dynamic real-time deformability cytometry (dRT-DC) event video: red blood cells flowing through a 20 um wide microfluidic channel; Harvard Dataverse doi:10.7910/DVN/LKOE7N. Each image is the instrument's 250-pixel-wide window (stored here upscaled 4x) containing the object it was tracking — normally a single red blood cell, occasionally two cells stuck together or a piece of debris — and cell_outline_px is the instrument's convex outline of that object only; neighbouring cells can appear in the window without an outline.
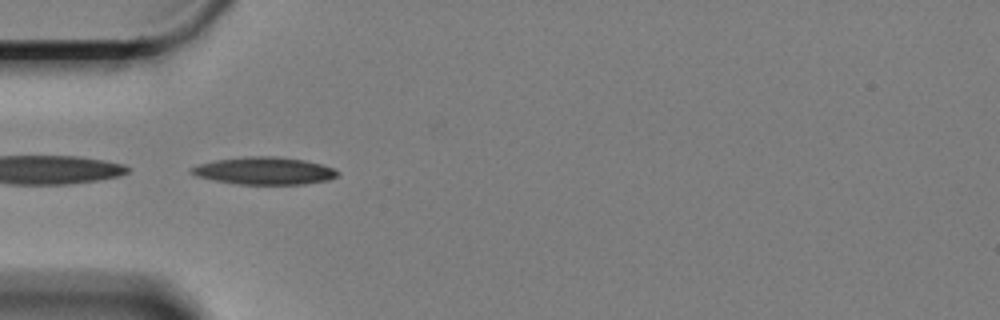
{"species": "Egyptian fruit bat (a non-hibernating species)", "species_latin": "Rousettus aegyptiacus", "temperature_condition": "cold", "stored_images_in_passage": 38, "camera_frame_rate_fps": 3000, "um_per_image_px": 0.085, "animal": {"sex": "female"}, "frame": {"image": 1, "passage_image": 1, "time_ms": 0.0, "image_size_px": [1000, 320], "cell_outline_px": [[340, 172], [336, 176], [328, 180], [304, 184], [236, 184], [196, 176], [188, 172], [188, 168], [200, 164], [216, 160], [248, 156], [276, 156], [304, 160], [336, 168]], "centroid_in_image_um": [22.47, 14.52], "position_along_channel_um": 62.5, "area_um2": 23.35}}
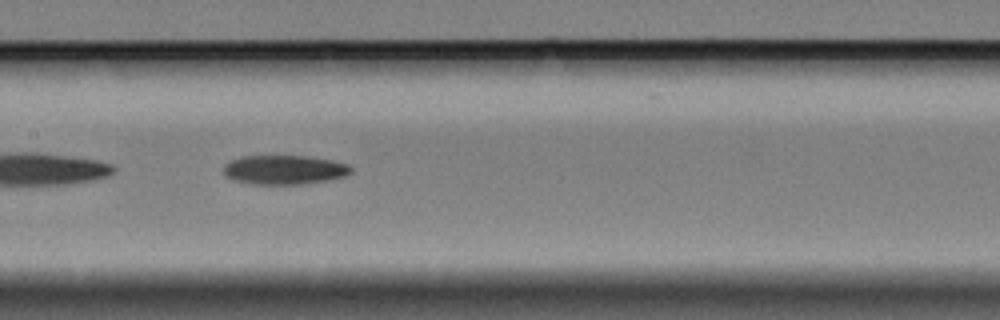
{"frame": {"image": 2, "passage_image": 12, "time_ms": 3.667, "image_size_px": [1000, 320], "cell_outline_px": [[352, 172], [344, 176], [324, 180], [300, 184], [252, 184], [232, 180], [224, 176], [224, 164], [240, 156], [308, 156], [332, 160], [348, 164], [352, 168]], "centroid_in_image_um": [24.13, 14.42], "position_along_channel_um": 183.3, "area_um2": 21.68}}
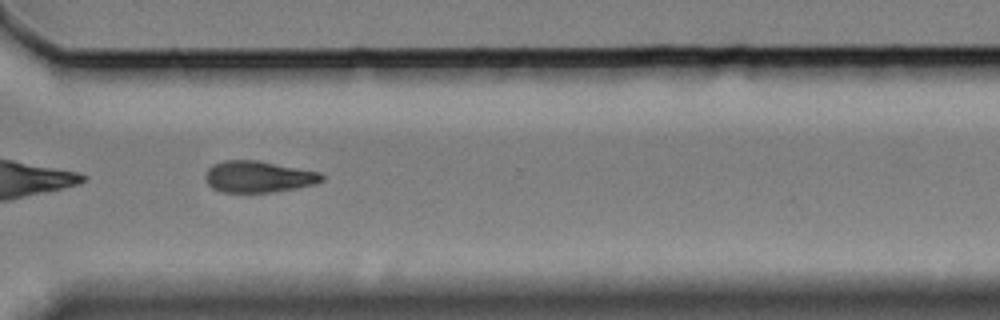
{"frame": {"image": 3, "passage_image": 27, "time_ms": 8.667, "image_size_px": [1000, 320], "cell_outline_px": [[324, 180], [316, 184], [296, 188], [272, 192], [220, 192], [212, 188], [208, 184], [204, 176], [208, 168], [212, 164], [224, 160], [256, 160], [320, 172], [324, 176]], "centroid_in_image_um": [21.95, 15.02], "position_along_channel_um": 348.7, "area_um2": 21.44}, "authors_computed_cell_mechanics": {"area_um2": 21.8195, "velocity_mm_per_s": 3.3123, "shape_relaxation_time_tau1_ms": 8.7123, "shape_relaxation_time_tau2_ms": null, "deformation_change_tau1": 0.1597, "deformation_change_tau2": null}}